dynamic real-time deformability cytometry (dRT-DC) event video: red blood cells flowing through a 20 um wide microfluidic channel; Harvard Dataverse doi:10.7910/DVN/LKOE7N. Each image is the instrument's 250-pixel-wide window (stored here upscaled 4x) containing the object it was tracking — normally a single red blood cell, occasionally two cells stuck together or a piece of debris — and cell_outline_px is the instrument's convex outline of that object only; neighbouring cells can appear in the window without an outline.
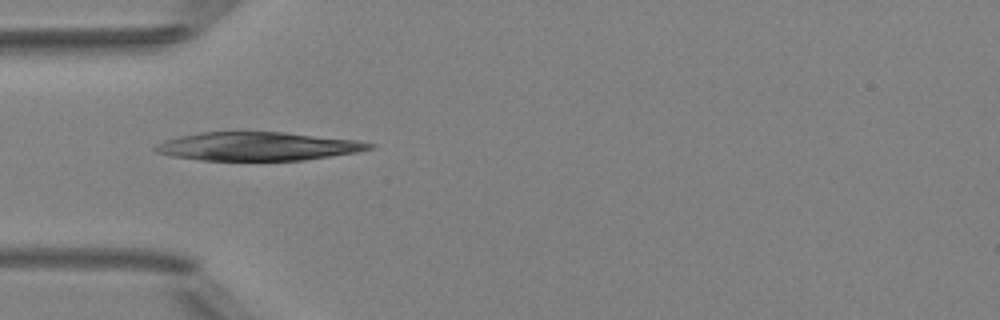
{"species": "Egyptian fruit bat (a non-hibernating species)", "species_latin": "Rousettus aegyptiacus", "temperature_condition": "room temperature", "stored_images_in_passage": 1, "camera_frame_rate_fps": 3000, "um_per_image_px": 0.085, "animal": {"sex": "female"}, "frame": {"image": 1, "passage_image": 1, "time_ms": 0.0, "image_size_px": [1000, 320], "cell_outline_px": [[376, 144], [372, 148], [356, 152], [304, 160], [200, 160], [172, 156], [156, 152], [152, 148], [164, 140], [180, 136], [200, 132], [284, 132], [356, 140]], "centroid_in_image_um": [21.89, 12.43], "position_along_channel_um": 63.1, "area_um2": 35.32}}